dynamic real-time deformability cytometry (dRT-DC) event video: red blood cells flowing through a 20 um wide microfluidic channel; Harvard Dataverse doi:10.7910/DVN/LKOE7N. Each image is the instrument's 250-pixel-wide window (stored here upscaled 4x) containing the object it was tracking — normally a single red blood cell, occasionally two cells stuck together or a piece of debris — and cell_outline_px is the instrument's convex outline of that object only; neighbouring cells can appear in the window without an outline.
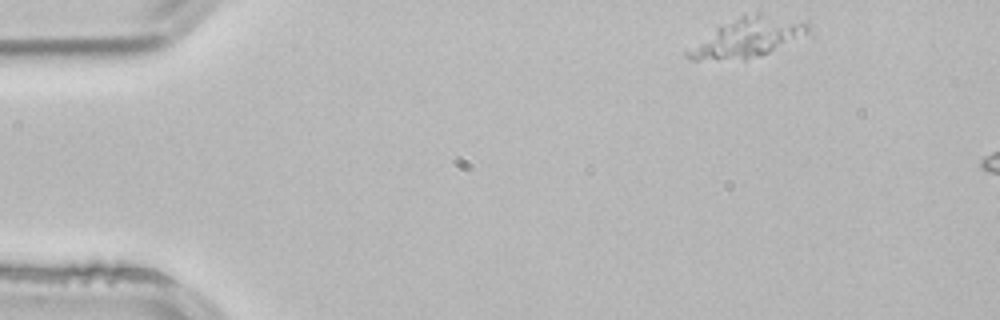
{"species": "common noctule bat (a hibernating species)", "species_latin": "Nyctalus noctula", "temperature_condition": "room temperature", "stored_images_in_passage": 2, "camera_frame_rate_fps": 3000, "um_per_image_px": 0.085, "animal": {"sex": "male", "body_mass_g": 21.5, "forearm_length_mm": 52.0}, "frame": {"image": 1, "passage_image": 1, "time_ms": 0.0, "image_size_px": [1000, 320], "cell_outline_px": [[808, 32], [760, 56], [744, 60], [692, 60], [684, 56], [684, 52], [716, 28], [744, 12], [760, 12], [808, 24]], "centroid_in_image_um": [63.44, 3.19], "position_along_channel_um": 21.6, "area_um2": 26.93}}